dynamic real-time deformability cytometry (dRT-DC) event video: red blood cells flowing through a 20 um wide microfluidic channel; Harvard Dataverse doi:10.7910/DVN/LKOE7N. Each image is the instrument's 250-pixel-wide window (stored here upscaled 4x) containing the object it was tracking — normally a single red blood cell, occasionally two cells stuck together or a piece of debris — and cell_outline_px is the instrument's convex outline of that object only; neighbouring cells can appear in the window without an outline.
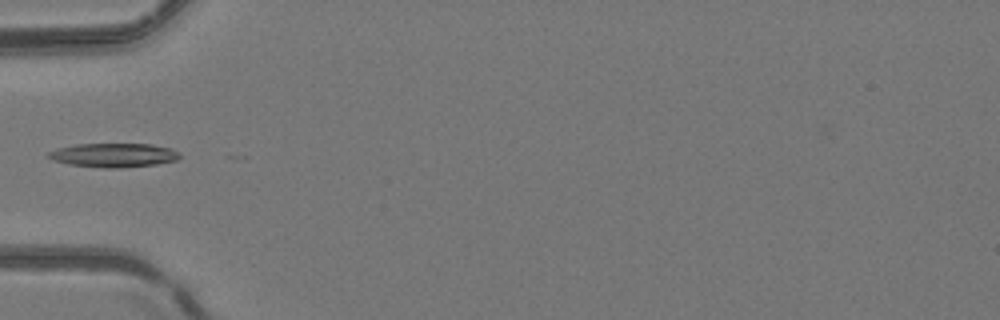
{"species": "common noctule bat (a hibernating species)", "species_latin": "Nyctalus noctula", "temperature_condition": "room temperature", "stored_images_in_passage": 2, "camera_frame_rate_fps": 3000, "um_per_image_px": 0.085, "animal": {"sex": "female", "body_mass_g": 24.6, "forearm_length_mm": 56.2}, "frame": {"image": 1, "passage_image": 2, "time_ms": 1.0, "image_size_px": [1000, 320], "cell_outline_px": [[180, 156], [176, 160], [156, 164], [116, 168], [104, 168], [68, 164], [52, 160], [48, 156], [48, 152], [56, 148], [76, 144], [152, 144], [172, 148], [180, 152]], "centroid_in_image_um": [9.66, 13.18], "position_along_channel_um": 75.3, "area_um2": 18.38}}